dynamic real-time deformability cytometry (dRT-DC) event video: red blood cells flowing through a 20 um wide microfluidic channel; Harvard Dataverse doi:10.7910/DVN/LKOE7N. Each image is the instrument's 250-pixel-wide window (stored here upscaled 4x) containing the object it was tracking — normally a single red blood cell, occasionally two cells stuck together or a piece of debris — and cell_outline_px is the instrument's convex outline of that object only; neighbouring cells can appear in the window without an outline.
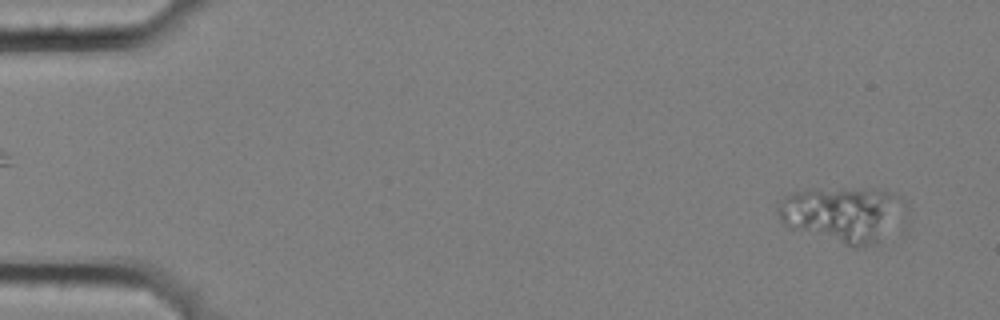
{"species": "common noctule bat (a hibernating species)", "species_latin": "Nyctalus noctula", "temperature_condition": "cold", "stored_images_in_passage": 5, "camera_frame_rate_fps": 3000, "um_per_image_px": 0.085, "animal": {"sex": "female", "body_mass_g": 25.1}, "frame": {"image": 1, "passage_image": 5, "time_ms": 1.333, "image_size_px": [1000, 320], "cell_outline_px": [[912, 208], [880, 244], [864, 248], [856, 248], [792, 228], [780, 220], [776, 208], [776, 204], [784, 196], [792, 192], [812, 188], [872, 188], [888, 192], [908, 200]], "centroid_in_image_um": [71.76, 18.2], "position_along_channel_um": 13.2, "area_um2": 42.77}}